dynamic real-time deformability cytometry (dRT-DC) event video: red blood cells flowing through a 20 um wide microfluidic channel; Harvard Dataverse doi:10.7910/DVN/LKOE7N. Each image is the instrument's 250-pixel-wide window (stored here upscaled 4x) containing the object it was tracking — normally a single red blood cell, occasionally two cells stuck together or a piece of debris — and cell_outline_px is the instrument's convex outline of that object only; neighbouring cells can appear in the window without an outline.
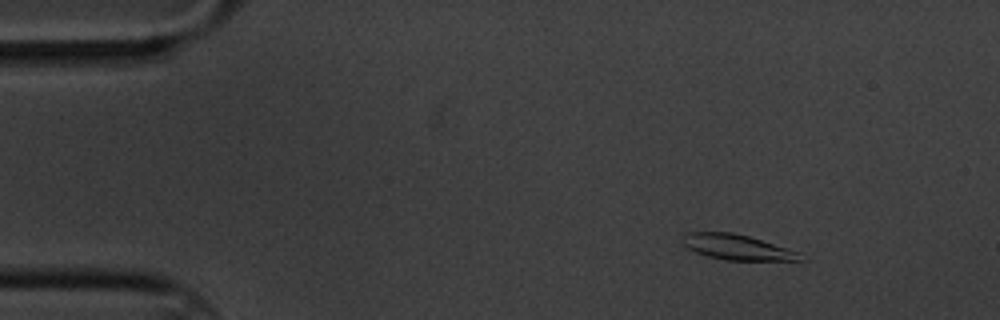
{"species": "common noctule bat (a hibernating species)", "species_latin": "Nyctalus noctula", "temperature_condition": "cold", "stored_images_in_passage": 54, "camera_frame_rate_fps": 3000, "um_per_image_px": 0.085, "animal": {"sex": "male", "body_mass_g": 20.1, "forearm_length_mm": 53.5}, "frame": {"image": 1, "passage_image": 2, "time_ms": 0.333, "image_size_px": [1000, 320], "cell_outline_px": [[808, 260], [724, 260], [708, 256], [696, 252], [688, 248], [680, 240], [684, 232], [732, 232], [748, 236], [788, 248], [800, 252]], "centroid_in_image_um": [62.66, 21.01], "position_along_channel_um": 22.3, "area_um2": 17.46}}
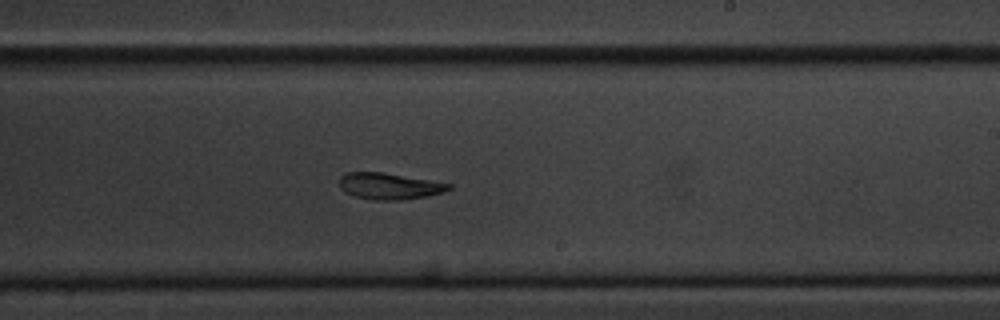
{"frame": {"image": 2, "passage_image": 30, "time_ms": 9.667, "image_size_px": [1000, 320], "cell_outline_px": [[452, 188], [444, 192], [428, 196], [400, 200], [372, 200], [352, 196], [344, 192], [340, 188], [340, 176], [344, 172], [384, 172], [452, 184]], "centroid_in_image_um": [33.06, 15.82], "position_along_channel_um": 255.9, "area_um2": 17.05}}
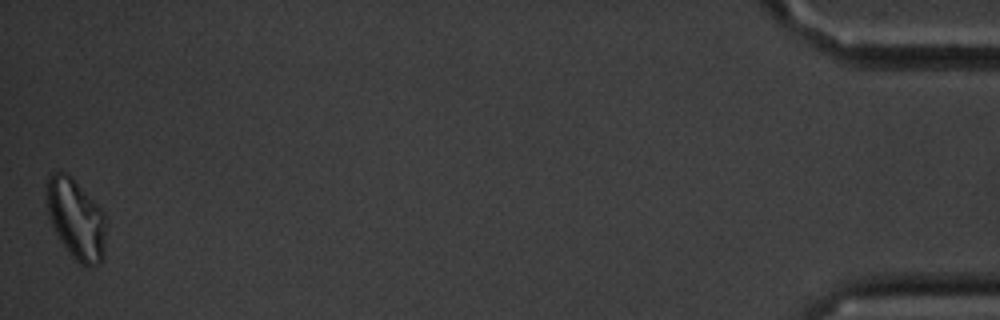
{"frame": {"image": 3, "passage_image": 54, "time_ms": 17.667, "image_size_px": [1000, 320], "cell_outline_px": [[104, 260], [100, 264], [80, 264], [68, 252], [56, 236], [48, 212], [44, 192], [44, 188], [48, 176], [52, 172], [60, 168], [68, 172], [72, 176], [104, 212]], "centroid_in_image_um": [6.4, 18.53], "position_along_channel_um": 428.8, "area_um2": 28.21}, "authors_computed_cell_mechanics": {"area_um2": 17.6579, "velocity_mm_per_s": 3.305, "shape_relaxation_time_tau1_ms": 3.9516, "shape_relaxation_time_tau2_ms": 6.6059, "deformation_change_tau1": 0.1502, "deformation_change_tau2": 0.1266}}